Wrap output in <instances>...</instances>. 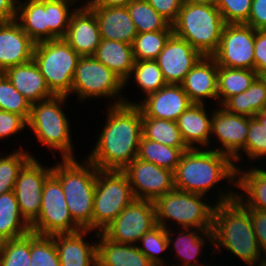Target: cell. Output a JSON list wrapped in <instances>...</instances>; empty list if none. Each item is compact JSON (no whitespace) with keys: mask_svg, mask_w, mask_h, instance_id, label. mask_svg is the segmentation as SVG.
Wrapping results in <instances>:
<instances>
[{"mask_svg":"<svg viewBox=\"0 0 266 266\" xmlns=\"http://www.w3.org/2000/svg\"><path fill=\"white\" fill-rule=\"evenodd\" d=\"M107 121L88 155L101 170H123L138 155L142 137L141 110L136 104L110 105Z\"/></svg>","mask_w":266,"mask_h":266,"instance_id":"6da1fadb","label":"cell"},{"mask_svg":"<svg viewBox=\"0 0 266 266\" xmlns=\"http://www.w3.org/2000/svg\"><path fill=\"white\" fill-rule=\"evenodd\" d=\"M220 192L213 210L211 245L217 250H230L248 266H257L263 254L253 231L248 208L236 198L237 192Z\"/></svg>","mask_w":266,"mask_h":266,"instance_id":"7a4b0ae2","label":"cell"},{"mask_svg":"<svg viewBox=\"0 0 266 266\" xmlns=\"http://www.w3.org/2000/svg\"><path fill=\"white\" fill-rule=\"evenodd\" d=\"M236 165L226 154L212 149L186 150L173 172L174 188L205 196L221 180L236 183Z\"/></svg>","mask_w":266,"mask_h":266,"instance_id":"3957f363","label":"cell"},{"mask_svg":"<svg viewBox=\"0 0 266 266\" xmlns=\"http://www.w3.org/2000/svg\"><path fill=\"white\" fill-rule=\"evenodd\" d=\"M62 159L52 167L60 181L72 219L82 228L93 230V202L98 168L88 159Z\"/></svg>","mask_w":266,"mask_h":266,"instance_id":"277c9868","label":"cell"},{"mask_svg":"<svg viewBox=\"0 0 266 266\" xmlns=\"http://www.w3.org/2000/svg\"><path fill=\"white\" fill-rule=\"evenodd\" d=\"M225 25L215 5L184 0L172 28L174 35L186 40L203 56H212L218 49Z\"/></svg>","mask_w":266,"mask_h":266,"instance_id":"5b68a950","label":"cell"},{"mask_svg":"<svg viewBox=\"0 0 266 266\" xmlns=\"http://www.w3.org/2000/svg\"><path fill=\"white\" fill-rule=\"evenodd\" d=\"M67 96L54 95L33 103L27 127L35 133L38 141L48 149L59 150L61 158H75L71 138L70 123L62 110ZM62 105V106H61Z\"/></svg>","mask_w":266,"mask_h":266,"instance_id":"8992f818","label":"cell"},{"mask_svg":"<svg viewBox=\"0 0 266 266\" xmlns=\"http://www.w3.org/2000/svg\"><path fill=\"white\" fill-rule=\"evenodd\" d=\"M80 57L64 38H57L35 44L33 60L50 91L69 97Z\"/></svg>","mask_w":266,"mask_h":266,"instance_id":"52a82bcc","label":"cell"},{"mask_svg":"<svg viewBox=\"0 0 266 266\" xmlns=\"http://www.w3.org/2000/svg\"><path fill=\"white\" fill-rule=\"evenodd\" d=\"M205 197L174 188L154 202L157 224L168 229L172 228V226L168 227V221L173 220L180 229H212L215 205L203 202Z\"/></svg>","mask_w":266,"mask_h":266,"instance_id":"ba28073f","label":"cell"},{"mask_svg":"<svg viewBox=\"0 0 266 266\" xmlns=\"http://www.w3.org/2000/svg\"><path fill=\"white\" fill-rule=\"evenodd\" d=\"M135 199L122 170L98 169L93 202V230L102 232Z\"/></svg>","mask_w":266,"mask_h":266,"instance_id":"9c48e42d","label":"cell"},{"mask_svg":"<svg viewBox=\"0 0 266 266\" xmlns=\"http://www.w3.org/2000/svg\"><path fill=\"white\" fill-rule=\"evenodd\" d=\"M124 88L121 78L98 61L94 56H81L77 62L72 81V93H76L80 100L88 98L107 97L117 98L113 106L119 104H134L122 97ZM119 95V96H118ZM120 97V98H119ZM119 98V99H118Z\"/></svg>","mask_w":266,"mask_h":266,"instance_id":"30bf717a","label":"cell"},{"mask_svg":"<svg viewBox=\"0 0 266 266\" xmlns=\"http://www.w3.org/2000/svg\"><path fill=\"white\" fill-rule=\"evenodd\" d=\"M81 229L72 219L60 181L51 174L43 185L39 216L31 224V232L51 236Z\"/></svg>","mask_w":266,"mask_h":266,"instance_id":"8fae6325","label":"cell"},{"mask_svg":"<svg viewBox=\"0 0 266 266\" xmlns=\"http://www.w3.org/2000/svg\"><path fill=\"white\" fill-rule=\"evenodd\" d=\"M156 225L154 202L135 199L102 233L113 242L136 245Z\"/></svg>","mask_w":266,"mask_h":266,"instance_id":"7c38bea8","label":"cell"},{"mask_svg":"<svg viewBox=\"0 0 266 266\" xmlns=\"http://www.w3.org/2000/svg\"><path fill=\"white\" fill-rule=\"evenodd\" d=\"M255 29L244 23L226 24L212 55L218 66L254 70Z\"/></svg>","mask_w":266,"mask_h":266,"instance_id":"4fadbf2b","label":"cell"},{"mask_svg":"<svg viewBox=\"0 0 266 266\" xmlns=\"http://www.w3.org/2000/svg\"><path fill=\"white\" fill-rule=\"evenodd\" d=\"M136 199L155 202L174 189L171 170L135 158L123 170Z\"/></svg>","mask_w":266,"mask_h":266,"instance_id":"5bb4252c","label":"cell"},{"mask_svg":"<svg viewBox=\"0 0 266 266\" xmlns=\"http://www.w3.org/2000/svg\"><path fill=\"white\" fill-rule=\"evenodd\" d=\"M52 174L51 167H43L31 157L20 169L14 186V193L24 219L31 225L39 216L43 185Z\"/></svg>","mask_w":266,"mask_h":266,"instance_id":"9a60e30c","label":"cell"},{"mask_svg":"<svg viewBox=\"0 0 266 266\" xmlns=\"http://www.w3.org/2000/svg\"><path fill=\"white\" fill-rule=\"evenodd\" d=\"M250 117L227 112L224 108L215 109L212 113L211 135H215L222 144L215 151L228 155L233 162L241 161V153L245 152L249 131Z\"/></svg>","mask_w":266,"mask_h":266,"instance_id":"2e32d148","label":"cell"},{"mask_svg":"<svg viewBox=\"0 0 266 266\" xmlns=\"http://www.w3.org/2000/svg\"><path fill=\"white\" fill-rule=\"evenodd\" d=\"M202 57L186 40L172 34L156 61L167 84H181Z\"/></svg>","mask_w":266,"mask_h":266,"instance_id":"e0dca14e","label":"cell"},{"mask_svg":"<svg viewBox=\"0 0 266 266\" xmlns=\"http://www.w3.org/2000/svg\"><path fill=\"white\" fill-rule=\"evenodd\" d=\"M139 102H135L146 117L177 121L192 104L180 84H166Z\"/></svg>","mask_w":266,"mask_h":266,"instance_id":"ac0fdd59","label":"cell"},{"mask_svg":"<svg viewBox=\"0 0 266 266\" xmlns=\"http://www.w3.org/2000/svg\"><path fill=\"white\" fill-rule=\"evenodd\" d=\"M35 44L15 19L0 22V72L33 60Z\"/></svg>","mask_w":266,"mask_h":266,"instance_id":"d6986e66","label":"cell"},{"mask_svg":"<svg viewBox=\"0 0 266 266\" xmlns=\"http://www.w3.org/2000/svg\"><path fill=\"white\" fill-rule=\"evenodd\" d=\"M64 39L80 56H94L102 38L95 14L88 7L73 10Z\"/></svg>","mask_w":266,"mask_h":266,"instance_id":"ffe728a7","label":"cell"},{"mask_svg":"<svg viewBox=\"0 0 266 266\" xmlns=\"http://www.w3.org/2000/svg\"><path fill=\"white\" fill-rule=\"evenodd\" d=\"M217 81L218 65L215 59L212 56H203L180 85L192 103L205 104L206 98H215L218 101Z\"/></svg>","mask_w":266,"mask_h":266,"instance_id":"44dd1931","label":"cell"},{"mask_svg":"<svg viewBox=\"0 0 266 266\" xmlns=\"http://www.w3.org/2000/svg\"><path fill=\"white\" fill-rule=\"evenodd\" d=\"M92 230L51 235L55 240L60 266H97V241L92 244L84 236Z\"/></svg>","mask_w":266,"mask_h":266,"instance_id":"7402d4cb","label":"cell"},{"mask_svg":"<svg viewBox=\"0 0 266 266\" xmlns=\"http://www.w3.org/2000/svg\"><path fill=\"white\" fill-rule=\"evenodd\" d=\"M99 25L102 39L132 45L138 34L127 7H88Z\"/></svg>","mask_w":266,"mask_h":266,"instance_id":"603a6c76","label":"cell"},{"mask_svg":"<svg viewBox=\"0 0 266 266\" xmlns=\"http://www.w3.org/2000/svg\"><path fill=\"white\" fill-rule=\"evenodd\" d=\"M3 73L31 104L54 96L34 60L12 66Z\"/></svg>","mask_w":266,"mask_h":266,"instance_id":"cb8c5ba5","label":"cell"},{"mask_svg":"<svg viewBox=\"0 0 266 266\" xmlns=\"http://www.w3.org/2000/svg\"><path fill=\"white\" fill-rule=\"evenodd\" d=\"M205 104L192 103L177 119L181 136L189 149L198 148L194 144L206 147L210 142L211 116L206 112Z\"/></svg>","mask_w":266,"mask_h":266,"instance_id":"d4e9b609","label":"cell"},{"mask_svg":"<svg viewBox=\"0 0 266 266\" xmlns=\"http://www.w3.org/2000/svg\"><path fill=\"white\" fill-rule=\"evenodd\" d=\"M97 266H154L137 245L116 243L96 231Z\"/></svg>","mask_w":266,"mask_h":266,"instance_id":"484cf974","label":"cell"},{"mask_svg":"<svg viewBox=\"0 0 266 266\" xmlns=\"http://www.w3.org/2000/svg\"><path fill=\"white\" fill-rule=\"evenodd\" d=\"M183 230H180L181 235H178L175 239H171V235H173V232L171 233V228L166 229V236L168 241V247L172 246L171 243L174 241L173 244V250L177 253L176 256H179L181 258L180 260L182 263H180L177 266H205V264L198 263V255L200 256V253H202V247L205 245L207 238L210 243H213V232L212 229H196V228H182ZM171 234V235H170ZM210 239V240H209ZM193 261V262H192ZM169 266V265H168ZM176 266V263L171 265Z\"/></svg>","mask_w":266,"mask_h":266,"instance_id":"4316f807","label":"cell"},{"mask_svg":"<svg viewBox=\"0 0 266 266\" xmlns=\"http://www.w3.org/2000/svg\"><path fill=\"white\" fill-rule=\"evenodd\" d=\"M16 18L23 31L37 44L48 41V0L17 1Z\"/></svg>","mask_w":266,"mask_h":266,"instance_id":"83f0119b","label":"cell"},{"mask_svg":"<svg viewBox=\"0 0 266 266\" xmlns=\"http://www.w3.org/2000/svg\"><path fill=\"white\" fill-rule=\"evenodd\" d=\"M94 57L118 75L126 87L135 63L132 45L102 39Z\"/></svg>","mask_w":266,"mask_h":266,"instance_id":"f1b7e54d","label":"cell"},{"mask_svg":"<svg viewBox=\"0 0 266 266\" xmlns=\"http://www.w3.org/2000/svg\"><path fill=\"white\" fill-rule=\"evenodd\" d=\"M242 171L239 167L236 168L238 178L234 185L237 189H242L246 197L240 192L239 195L236 194V198L248 209L266 211V170L252 167L248 171Z\"/></svg>","mask_w":266,"mask_h":266,"instance_id":"f546056e","label":"cell"},{"mask_svg":"<svg viewBox=\"0 0 266 266\" xmlns=\"http://www.w3.org/2000/svg\"><path fill=\"white\" fill-rule=\"evenodd\" d=\"M31 225L22 216L14 191L0 195V242L25 236Z\"/></svg>","mask_w":266,"mask_h":266,"instance_id":"4dcf8cb0","label":"cell"},{"mask_svg":"<svg viewBox=\"0 0 266 266\" xmlns=\"http://www.w3.org/2000/svg\"><path fill=\"white\" fill-rule=\"evenodd\" d=\"M220 107L232 114L255 117L266 108L265 81L259 76L247 90L231 96Z\"/></svg>","mask_w":266,"mask_h":266,"instance_id":"1f68e13d","label":"cell"},{"mask_svg":"<svg viewBox=\"0 0 266 266\" xmlns=\"http://www.w3.org/2000/svg\"><path fill=\"white\" fill-rule=\"evenodd\" d=\"M259 76L255 70L218 66L219 105H222L231 96L247 90Z\"/></svg>","mask_w":266,"mask_h":266,"instance_id":"d6a6232c","label":"cell"},{"mask_svg":"<svg viewBox=\"0 0 266 266\" xmlns=\"http://www.w3.org/2000/svg\"><path fill=\"white\" fill-rule=\"evenodd\" d=\"M141 117L142 135L146 139L172 148H188L176 121L146 117L142 112Z\"/></svg>","mask_w":266,"mask_h":266,"instance_id":"836d02e7","label":"cell"},{"mask_svg":"<svg viewBox=\"0 0 266 266\" xmlns=\"http://www.w3.org/2000/svg\"><path fill=\"white\" fill-rule=\"evenodd\" d=\"M189 148H172L159 142L141 137L137 158L175 171L182 154Z\"/></svg>","mask_w":266,"mask_h":266,"instance_id":"e575fe53","label":"cell"},{"mask_svg":"<svg viewBox=\"0 0 266 266\" xmlns=\"http://www.w3.org/2000/svg\"><path fill=\"white\" fill-rule=\"evenodd\" d=\"M138 34L173 30L172 24L160 15L147 0H134L126 6Z\"/></svg>","mask_w":266,"mask_h":266,"instance_id":"d590c367","label":"cell"},{"mask_svg":"<svg viewBox=\"0 0 266 266\" xmlns=\"http://www.w3.org/2000/svg\"><path fill=\"white\" fill-rule=\"evenodd\" d=\"M172 34L173 30L137 34L132 44L135 61L156 60Z\"/></svg>","mask_w":266,"mask_h":266,"instance_id":"8d00e7d4","label":"cell"},{"mask_svg":"<svg viewBox=\"0 0 266 266\" xmlns=\"http://www.w3.org/2000/svg\"><path fill=\"white\" fill-rule=\"evenodd\" d=\"M131 75H134V81L145 96L160 90L167 84L156 60L135 61Z\"/></svg>","mask_w":266,"mask_h":266,"instance_id":"74e56055","label":"cell"},{"mask_svg":"<svg viewBox=\"0 0 266 266\" xmlns=\"http://www.w3.org/2000/svg\"><path fill=\"white\" fill-rule=\"evenodd\" d=\"M30 266H60L52 236L30 232Z\"/></svg>","mask_w":266,"mask_h":266,"instance_id":"f35d334b","label":"cell"},{"mask_svg":"<svg viewBox=\"0 0 266 266\" xmlns=\"http://www.w3.org/2000/svg\"><path fill=\"white\" fill-rule=\"evenodd\" d=\"M71 4L69 0H48V41L65 38L73 13Z\"/></svg>","mask_w":266,"mask_h":266,"instance_id":"ab89813d","label":"cell"},{"mask_svg":"<svg viewBox=\"0 0 266 266\" xmlns=\"http://www.w3.org/2000/svg\"><path fill=\"white\" fill-rule=\"evenodd\" d=\"M31 105L5 74L0 72V110L18 114L28 121Z\"/></svg>","mask_w":266,"mask_h":266,"instance_id":"60d3db41","label":"cell"},{"mask_svg":"<svg viewBox=\"0 0 266 266\" xmlns=\"http://www.w3.org/2000/svg\"><path fill=\"white\" fill-rule=\"evenodd\" d=\"M0 266H30V233L0 242Z\"/></svg>","mask_w":266,"mask_h":266,"instance_id":"b9f144b4","label":"cell"},{"mask_svg":"<svg viewBox=\"0 0 266 266\" xmlns=\"http://www.w3.org/2000/svg\"><path fill=\"white\" fill-rule=\"evenodd\" d=\"M31 157L32 154L21 149L0 156V195L14 190L20 169Z\"/></svg>","mask_w":266,"mask_h":266,"instance_id":"7bdbcfd3","label":"cell"},{"mask_svg":"<svg viewBox=\"0 0 266 266\" xmlns=\"http://www.w3.org/2000/svg\"><path fill=\"white\" fill-rule=\"evenodd\" d=\"M139 243L143 245L137 247L145 254V256L154 264V266H167V261L162 259L159 254L167 250L168 241L166 236V229L161 225H156L150 231L146 232Z\"/></svg>","mask_w":266,"mask_h":266,"instance_id":"ee69618b","label":"cell"},{"mask_svg":"<svg viewBox=\"0 0 266 266\" xmlns=\"http://www.w3.org/2000/svg\"><path fill=\"white\" fill-rule=\"evenodd\" d=\"M245 155L252 161L266 158V126L256 117H250Z\"/></svg>","mask_w":266,"mask_h":266,"instance_id":"f6af8a7d","label":"cell"},{"mask_svg":"<svg viewBox=\"0 0 266 266\" xmlns=\"http://www.w3.org/2000/svg\"><path fill=\"white\" fill-rule=\"evenodd\" d=\"M252 0H217L215 6L226 24L245 23L251 11Z\"/></svg>","mask_w":266,"mask_h":266,"instance_id":"bcb514c9","label":"cell"},{"mask_svg":"<svg viewBox=\"0 0 266 266\" xmlns=\"http://www.w3.org/2000/svg\"><path fill=\"white\" fill-rule=\"evenodd\" d=\"M27 126V121L20 115L0 110V139L20 133Z\"/></svg>","mask_w":266,"mask_h":266,"instance_id":"7dc6e473","label":"cell"},{"mask_svg":"<svg viewBox=\"0 0 266 266\" xmlns=\"http://www.w3.org/2000/svg\"><path fill=\"white\" fill-rule=\"evenodd\" d=\"M171 24L177 19L184 0H147Z\"/></svg>","mask_w":266,"mask_h":266,"instance_id":"c3c4849f","label":"cell"},{"mask_svg":"<svg viewBox=\"0 0 266 266\" xmlns=\"http://www.w3.org/2000/svg\"><path fill=\"white\" fill-rule=\"evenodd\" d=\"M253 231L263 255H266V211L248 209Z\"/></svg>","mask_w":266,"mask_h":266,"instance_id":"681fc988","label":"cell"},{"mask_svg":"<svg viewBox=\"0 0 266 266\" xmlns=\"http://www.w3.org/2000/svg\"><path fill=\"white\" fill-rule=\"evenodd\" d=\"M254 70L262 75L266 72V30H255Z\"/></svg>","mask_w":266,"mask_h":266,"instance_id":"f907efd6","label":"cell"},{"mask_svg":"<svg viewBox=\"0 0 266 266\" xmlns=\"http://www.w3.org/2000/svg\"><path fill=\"white\" fill-rule=\"evenodd\" d=\"M244 24L255 30H266V0H252L250 15Z\"/></svg>","mask_w":266,"mask_h":266,"instance_id":"816d5d0a","label":"cell"},{"mask_svg":"<svg viewBox=\"0 0 266 266\" xmlns=\"http://www.w3.org/2000/svg\"><path fill=\"white\" fill-rule=\"evenodd\" d=\"M18 0H0V22L12 21L16 18Z\"/></svg>","mask_w":266,"mask_h":266,"instance_id":"f5cc1de1","label":"cell"},{"mask_svg":"<svg viewBox=\"0 0 266 266\" xmlns=\"http://www.w3.org/2000/svg\"><path fill=\"white\" fill-rule=\"evenodd\" d=\"M134 0H93L89 7H125Z\"/></svg>","mask_w":266,"mask_h":266,"instance_id":"db71d44e","label":"cell"},{"mask_svg":"<svg viewBox=\"0 0 266 266\" xmlns=\"http://www.w3.org/2000/svg\"><path fill=\"white\" fill-rule=\"evenodd\" d=\"M255 117L260 121V123L266 126V108L256 114Z\"/></svg>","mask_w":266,"mask_h":266,"instance_id":"11a10c76","label":"cell"},{"mask_svg":"<svg viewBox=\"0 0 266 266\" xmlns=\"http://www.w3.org/2000/svg\"><path fill=\"white\" fill-rule=\"evenodd\" d=\"M193 1L215 5L217 0H193Z\"/></svg>","mask_w":266,"mask_h":266,"instance_id":"9f6ffc18","label":"cell"},{"mask_svg":"<svg viewBox=\"0 0 266 266\" xmlns=\"http://www.w3.org/2000/svg\"><path fill=\"white\" fill-rule=\"evenodd\" d=\"M73 3L77 2L78 0H69ZM82 1V0H81ZM88 1V0H87ZM93 2V0H89L88 2H86V4H81L79 7H89L91 5V3Z\"/></svg>","mask_w":266,"mask_h":266,"instance_id":"6f0895ef","label":"cell"},{"mask_svg":"<svg viewBox=\"0 0 266 266\" xmlns=\"http://www.w3.org/2000/svg\"><path fill=\"white\" fill-rule=\"evenodd\" d=\"M263 257L260 259L257 266H266V255H263Z\"/></svg>","mask_w":266,"mask_h":266,"instance_id":"680465c9","label":"cell"},{"mask_svg":"<svg viewBox=\"0 0 266 266\" xmlns=\"http://www.w3.org/2000/svg\"><path fill=\"white\" fill-rule=\"evenodd\" d=\"M262 78H263V80L265 81V83H266V72L265 73H263L262 75H260Z\"/></svg>","mask_w":266,"mask_h":266,"instance_id":"91938a15","label":"cell"}]
</instances>
